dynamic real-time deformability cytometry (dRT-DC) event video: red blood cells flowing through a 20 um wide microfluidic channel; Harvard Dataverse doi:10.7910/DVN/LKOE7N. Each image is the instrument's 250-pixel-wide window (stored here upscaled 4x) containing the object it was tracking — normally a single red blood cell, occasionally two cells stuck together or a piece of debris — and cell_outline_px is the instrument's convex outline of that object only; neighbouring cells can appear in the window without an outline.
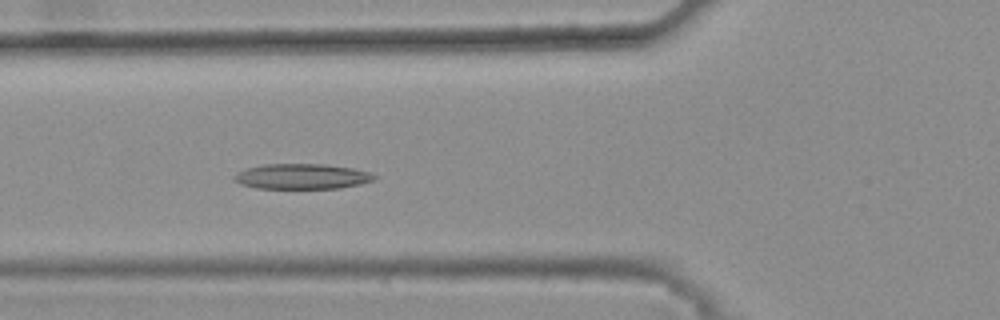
{"species": "common noctule bat (a hibernating species)", "species_latin": "Nyctalus noctula", "temperature_condition": "warm", "stored_images_in_passage": 32, "camera_frame_rate_fps": 3000, "um_per_image_px": 0.085, "animal": {"sex": "female", "body_mass_g": 25.1}, "frame": {"image": 1, "passage_image": 9, "time_ms": 2.667, "image_size_px": [1000, 320], "cell_outline_px": [[380, 176], [372, 180], [360, 184], [340, 188], [256, 188], [240, 184], [232, 180], [232, 176], [236, 172], [244, 168], [264, 164], [324, 164], [352, 168], [368, 172]], "centroid_in_image_um": [25.6, 14.99], "position_along_channel_um": 100.2, "area_um2": 20.81}}
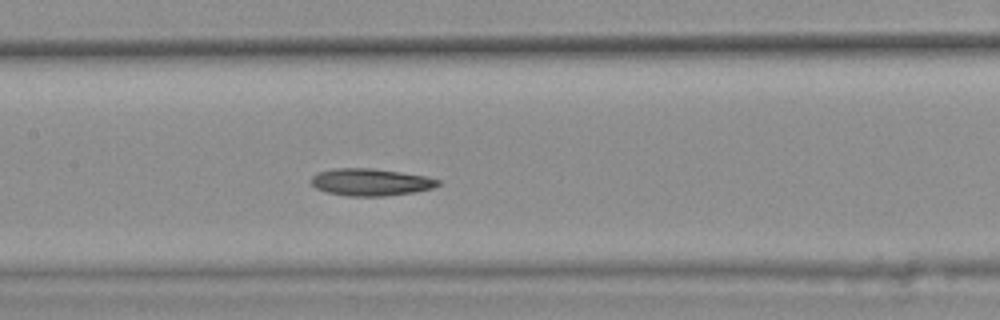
{"frame": {"image": 2, "passage_image": 15, "time_ms": 4.667, "image_size_px": [1000, 320], "cell_outline_px": [[440, 184], [432, 188], [412, 192], [384, 196], [348, 196], [328, 192], [316, 188], [308, 180], [316, 172], [336, 168], [372, 168], [428, 176], [440, 180]], "centroid_in_image_um": [31.48, 15.47], "position_along_channel_um": 175.9, "area_um2": 20.11}}
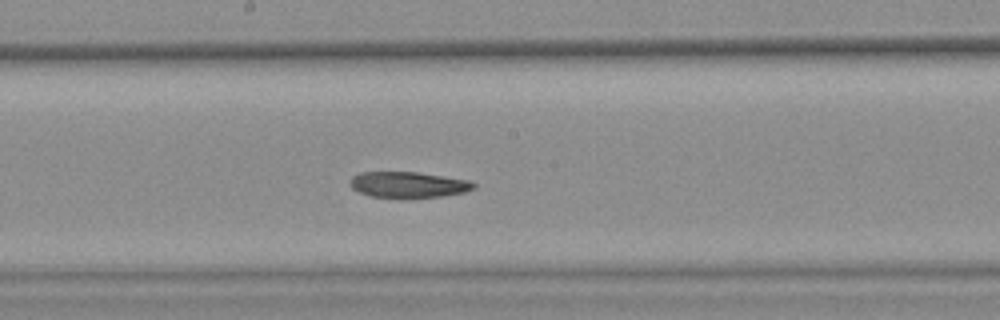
{"frame": {"image": 3, "passage_image": 18, "time_ms": 5.667, "image_size_px": [1000, 320], "cell_outline_px": [[476, 188], [464, 192], [444, 196], [372, 196], [360, 192], [352, 188], [348, 184], [348, 180], [352, 176], [360, 172], [416, 172], [444, 176], [468, 180], [476, 184]], "centroid_in_image_um": [34.69, 15.67], "position_along_channel_um": 213.5, "area_um2": 18.26}}